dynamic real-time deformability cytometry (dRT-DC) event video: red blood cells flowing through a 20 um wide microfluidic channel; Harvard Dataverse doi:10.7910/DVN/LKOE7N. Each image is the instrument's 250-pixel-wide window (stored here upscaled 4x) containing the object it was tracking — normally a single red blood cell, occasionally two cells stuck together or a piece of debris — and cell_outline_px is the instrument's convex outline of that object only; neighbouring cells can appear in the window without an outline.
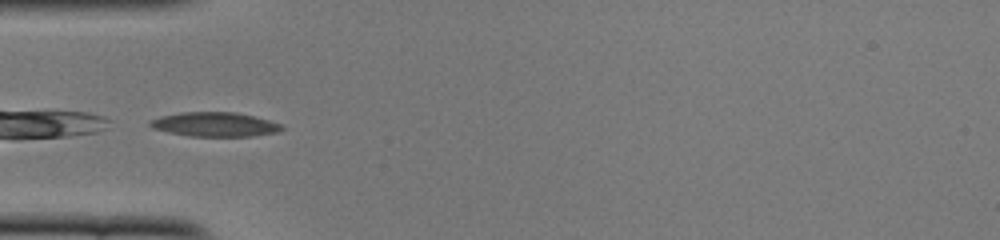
{"species": "common noctule bat (a hibernating species)", "species_latin": "Nyctalus noctula", "temperature_condition": "cold", "stored_images_in_passage": 29, "camera_frame_rate_fps": 3000, "um_per_image_px": 0.085, "animal": {"sex": "female", "body_mass_g": 22.0, "forearm_length_mm": 56.7}, "frame": {"image": 1, "passage_image": 1, "time_ms": 0.0, "image_size_px": [1000, 240], "cell_outline_px": [[284, 128], [280, 132], [252, 136], [188, 136], [168, 132], [152, 128], [148, 124], [148, 120], [160, 116], [180, 112], [236, 112], [284, 124]], "centroid_in_image_um": [18.25, 10.57], "position_along_channel_um": 66.8, "area_um2": 18.84}}
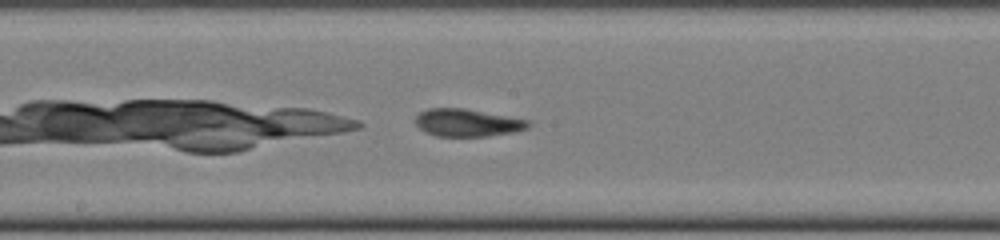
{"frame": {"image": 2, "passage_image": 12, "time_ms": 3.667, "image_size_px": [1000, 240], "cell_outline_px": [[532, 124], [528, 128], [512, 132], [488, 136], [436, 136], [424, 132], [416, 124], [416, 116], [420, 112], [428, 108], [464, 108], [528, 120]], "centroid_in_image_um": [39.71, 10.43], "position_along_channel_um": 208.5, "area_um2": 18.03}}
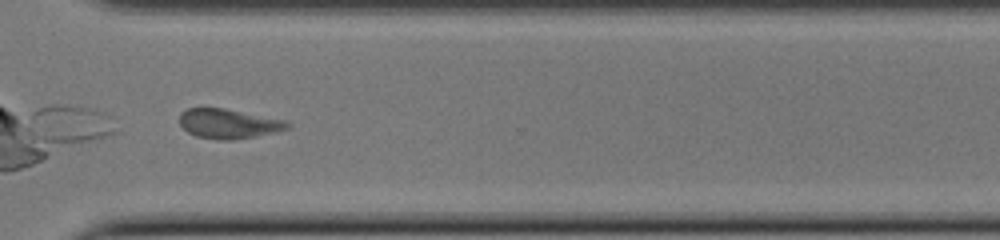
{"frame": {"image": 3, "passage_image": 23, "time_ms": 7.333, "image_size_px": [1000, 240], "cell_outline_px": [[292, 128], [256, 136], [236, 140], [216, 140], [196, 136], [188, 132], [180, 124], [180, 112], [188, 108], [224, 108], [288, 120], [292, 124]], "centroid_in_image_um": [19.48, 10.52], "position_along_channel_um": 351.1, "area_um2": 18.9}, "authors_computed_cell_mechanics": {"area_um2": 18.1492, "velocity_mm_per_s": 3.8732, "shape_relaxation_time_tau1_ms": 3.0524, "shape_relaxation_time_tau2_ms": 1.9804, "deformation_change_tau1": 0.095, "deformation_change_tau2": 0.0901}}